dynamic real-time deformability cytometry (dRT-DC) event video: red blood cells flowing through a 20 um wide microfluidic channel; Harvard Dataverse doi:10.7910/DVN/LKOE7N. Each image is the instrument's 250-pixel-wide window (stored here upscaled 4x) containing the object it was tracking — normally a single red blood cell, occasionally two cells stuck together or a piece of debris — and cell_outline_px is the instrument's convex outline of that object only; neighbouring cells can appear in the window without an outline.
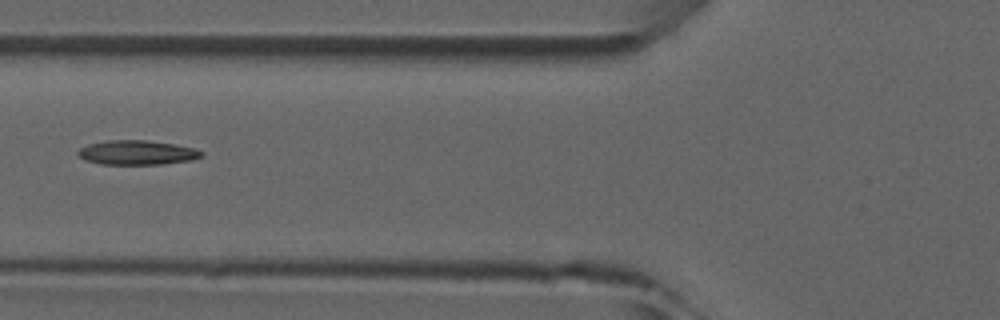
{"species": "common noctule bat (a hibernating species)", "species_latin": "Nyctalus noctula", "temperature_condition": "room temperature", "stored_images_in_passage": 5, "camera_frame_rate_fps": 3000, "um_per_image_px": 0.085, "animal": {"sex": "male", "forearm_length_mm": 52.5}, "frame": {"image": 1, "passage_image": 3, "time_ms": 2.333, "image_size_px": [1000, 320], "cell_outline_px": [[204, 152], [200, 156], [192, 160], [160, 164], [100, 164], [84, 160], [76, 152], [80, 148], [88, 144], [104, 140], [148, 140], [196, 148]], "centroid_in_image_um": [11.62, 12.96], "position_along_channel_um": 114.2, "area_um2": 17.57}}
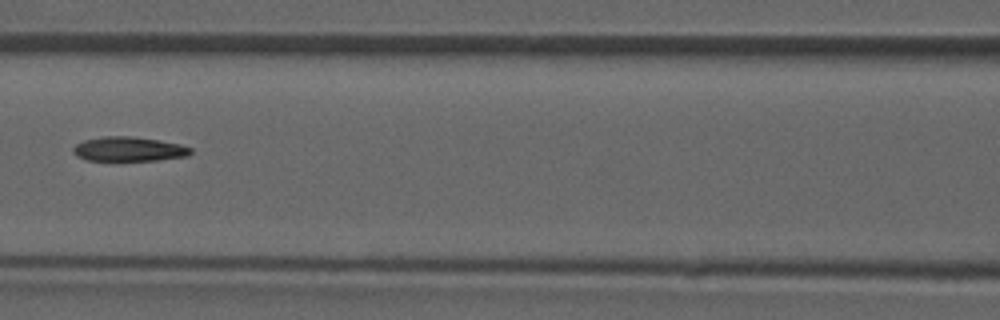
{"frame": {"image": 2, "passage_image": 4, "time_ms": 3.333, "image_size_px": [1000, 320], "cell_outline_px": [[192, 152], [188, 156], [156, 160], [88, 160], [76, 156], [72, 152], [72, 148], [76, 144], [84, 140], [104, 136], [128, 136], [156, 140], [180, 144], [192, 148]], "centroid_in_image_um": [10.93, 12.67], "position_along_channel_um": 155.7, "area_um2": 16.59}}